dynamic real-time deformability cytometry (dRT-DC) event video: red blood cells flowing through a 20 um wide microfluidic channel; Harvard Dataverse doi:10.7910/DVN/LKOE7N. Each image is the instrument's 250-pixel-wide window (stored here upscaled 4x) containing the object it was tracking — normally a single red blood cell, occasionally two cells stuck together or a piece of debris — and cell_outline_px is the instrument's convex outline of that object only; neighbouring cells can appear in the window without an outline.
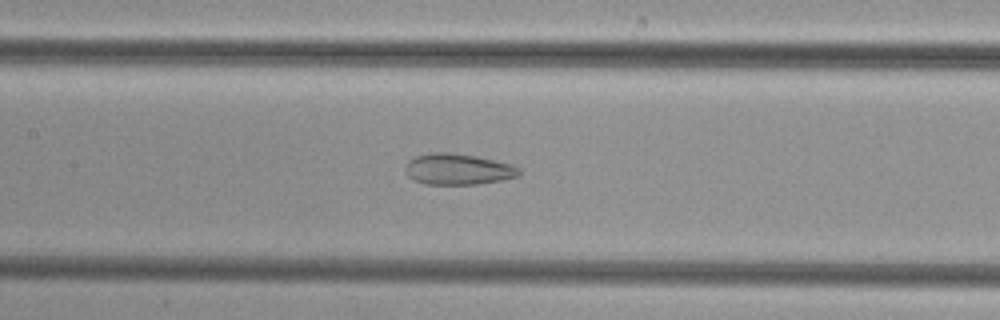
{"species": "common noctule bat (a hibernating species)", "species_latin": "Nyctalus noctula", "temperature_condition": "cold", "stored_images_in_passage": 50, "camera_frame_rate_fps": 3000, "um_per_image_px": 0.085, "animal": {"sex": "female", "body_mass_g": 29.2, "forearm_length_mm": 56.3}, "frame": {"image": 1, "passage_image": 23, "time_ms": 7.333, "image_size_px": [1000, 320], "cell_outline_px": [[520, 176], [500, 180], [476, 184], [424, 184], [412, 180], [404, 172], [404, 168], [408, 160], [416, 156], [432, 152], [448, 152], [476, 156], [496, 160], [512, 164], [520, 168]], "centroid_in_image_um": [38.9, 14.38], "position_along_channel_um": 168.5, "area_um2": 20.81}}
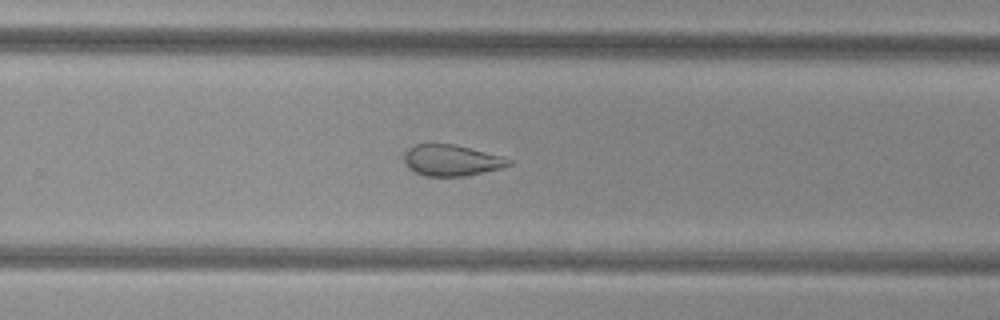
{"frame": {"image": 2, "passage_image": 32, "time_ms": 10.333, "image_size_px": [1000, 320], "cell_outline_px": [[512, 164], [500, 168], [464, 176], [424, 176], [408, 168], [404, 164], [404, 152], [408, 148], [416, 144], [456, 144], [500, 156], [512, 160]], "centroid_in_image_um": [38.33, 13.62], "position_along_channel_um": 291.5, "area_um2": 18.9}}
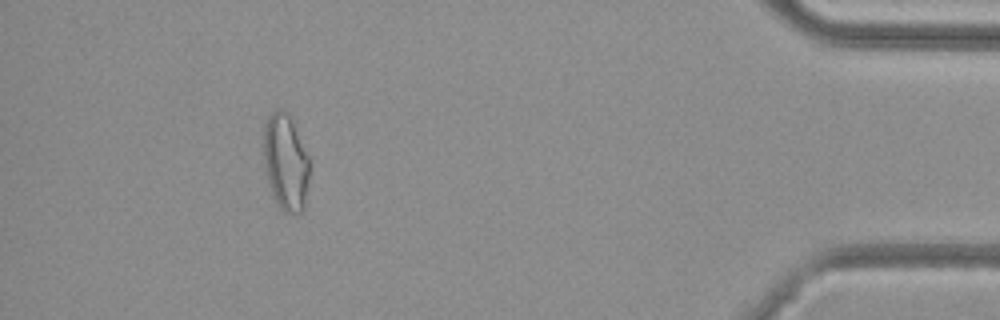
{"frame": {"image": 3, "passage_image": 45, "time_ms": 14.667, "image_size_px": [1000, 320], "cell_outline_px": [[308, 180], [304, 208], [296, 216], [284, 212], [276, 204], [268, 180], [264, 160], [264, 124], [268, 116], [272, 112], [280, 108], [288, 112], [292, 120], [308, 156]], "centroid_in_image_um": [24.28, 13.8], "position_along_channel_um": 410.9, "area_um2": 25.66}}